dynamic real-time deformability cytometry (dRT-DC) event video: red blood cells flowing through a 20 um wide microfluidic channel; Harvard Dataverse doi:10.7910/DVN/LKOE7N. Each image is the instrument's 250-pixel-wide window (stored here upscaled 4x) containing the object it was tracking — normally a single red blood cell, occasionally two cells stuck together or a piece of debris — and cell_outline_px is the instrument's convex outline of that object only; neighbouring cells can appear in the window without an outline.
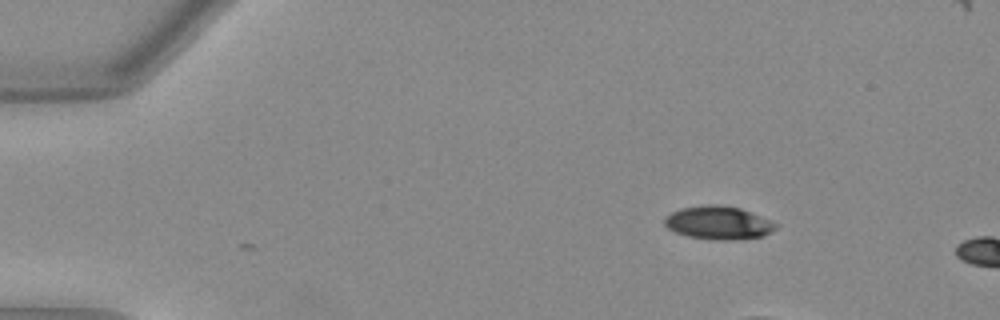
{"species": "Egyptian fruit bat (a non-hibernating species)", "species_latin": "Rousettus aegyptiacus", "temperature_condition": "warm", "stored_images_in_passage": 2, "camera_frame_rate_fps": 3000, "um_per_image_px": 0.085, "animal": {"sex": "female"}, "frame": {"image": 1, "passage_image": 1, "time_ms": 0.0, "image_size_px": [1000, 320], "cell_outline_px": [[780, 224], [776, 228], [760, 236], [728, 240], [720, 240], [688, 236], [676, 232], [668, 228], [664, 224], [664, 220], [672, 212], [680, 208], [708, 204], [716, 204], [740, 208]], "centroid_in_image_um": [61.05, 18.92], "position_along_channel_um": 23.9, "area_um2": 21.15}}